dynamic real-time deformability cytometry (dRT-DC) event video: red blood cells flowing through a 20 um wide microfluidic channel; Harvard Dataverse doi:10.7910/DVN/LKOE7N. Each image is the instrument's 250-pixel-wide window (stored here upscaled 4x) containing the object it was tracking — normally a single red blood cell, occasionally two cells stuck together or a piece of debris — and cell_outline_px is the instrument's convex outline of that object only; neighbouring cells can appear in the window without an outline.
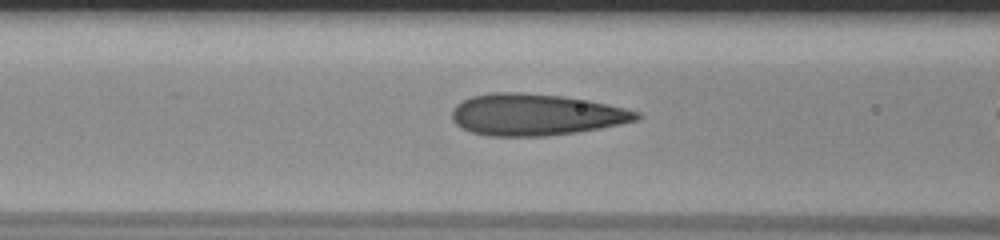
{"species": "human", "species_latin": "Homo sapiens", "temperature_condition": "room temperature", "stored_images_in_passage": 41, "camera_frame_rate_fps": 3000, "um_per_image_px": 0.085, "donor": {"sex": "male"}, "frame": {"image": 1, "passage_image": 19, "time_ms": 6.0, "image_size_px": [1000, 240], "cell_outline_px": [[644, 116], [640, 120], [600, 128], [576, 132], [544, 136], [488, 136], [472, 132], [460, 128], [452, 120], [452, 108], [456, 104], [472, 96], [492, 92], [524, 92], [564, 96], [588, 100], [608, 104], [640, 112]], "centroid_in_image_um": [45.55, 9.74], "position_along_channel_um": 121.1, "area_um2": 45.08}}
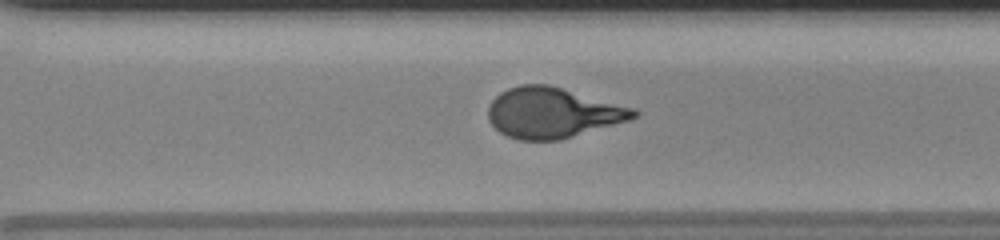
{"frame": {"image": 2, "passage_image": 35, "time_ms": 11.333, "image_size_px": [1000, 240], "cell_outline_px": [[640, 112], [632, 120], [560, 140], [520, 140], [508, 136], [500, 132], [488, 120], [488, 108], [492, 100], [500, 92], [508, 88], [520, 84], [548, 84], [636, 108]], "centroid_in_image_um": [47.0, 9.58], "position_along_channel_um": 323.6, "area_um2": 43.0}}
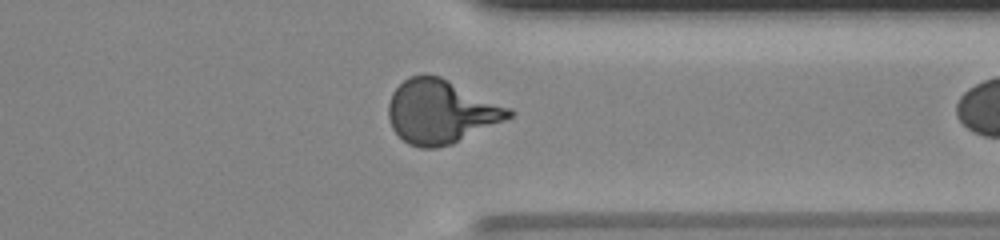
{"frame": {"image": 3, "passage_image": 39, "time_ms": 12.667, "image_size_px": [1000, 240], "cell_outline_px": [[516, 112], [512, 116], [504, 120], [452, 144], [436, 148], [420, 148], [408, 144], [392, 128], [388, 116], [388, 104], [392, 92], [408, 76], [424, 72], [440, 76], [512, 108]], "centroid_in_image_um": [37.46, 9.46], "position_along_channel_um": 373.9, "area_um2": 44.91}}